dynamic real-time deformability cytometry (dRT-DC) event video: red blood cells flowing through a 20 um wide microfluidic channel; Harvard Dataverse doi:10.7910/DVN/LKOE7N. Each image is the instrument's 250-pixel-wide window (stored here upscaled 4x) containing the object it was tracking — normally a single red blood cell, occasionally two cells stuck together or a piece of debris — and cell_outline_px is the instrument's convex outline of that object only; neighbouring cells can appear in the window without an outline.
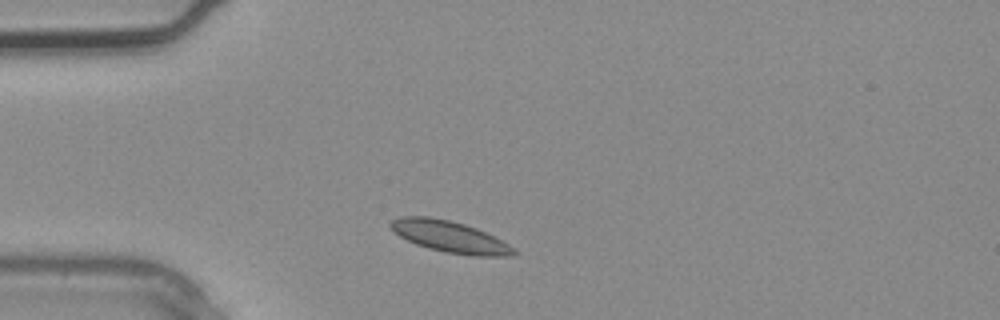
{"species": "common noctule bat (a hibernating species)", "species_latin": "Nyctalus noctula", "temperature_condition": "warm", "stored_images_in_passage": 1, "camera_frame_rate_fps": 3000, "um_per_image_px": 0.085, "animal": {"sex": "male", "body_mass_g": 20.4}, "frame": {"image": 1, "passage_image": 1, "time_ms": 0.0, "image_size_px": [1000, 320], "cell_outline_px": [[520, 252], [512, 256], [472, 256], [444, 252], [428, 248], [416, 244], [400, 236], [388, 224], [392, 220], [404, 216], [428, 216], [448, 220], [464, 224], [476, 228], [508, 244]], "centroid_in_image_um": [38.26, 20.13], "position_along_channel_um": 46.7, "area_um2": 22.37}}